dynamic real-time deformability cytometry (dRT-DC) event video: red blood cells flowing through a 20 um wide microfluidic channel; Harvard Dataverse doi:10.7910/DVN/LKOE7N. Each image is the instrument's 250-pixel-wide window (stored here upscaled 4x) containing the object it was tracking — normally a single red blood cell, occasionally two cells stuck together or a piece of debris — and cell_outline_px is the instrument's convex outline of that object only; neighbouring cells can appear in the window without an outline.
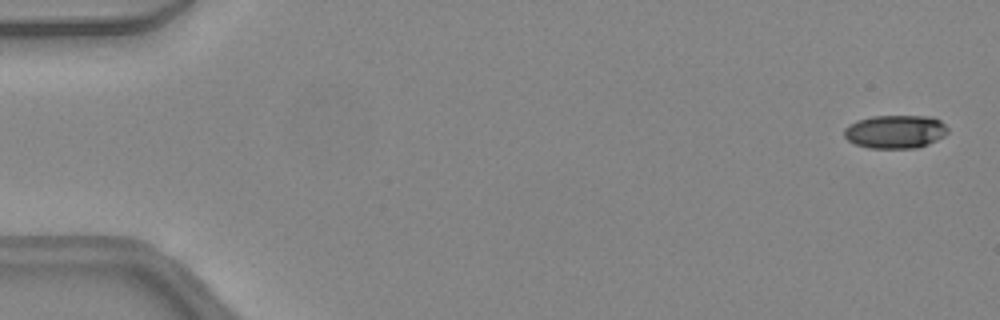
{"species": "common noctule bat (a hibernating species)", "species_latin": "Nyctalus noctula", "temperature_condition": "warm", "stored_images_in_passage": 46, "camera_frame_rate_fps": 3000, "um_per_image_px": 0.085, "animal": {"sex": "female", "body_mass_g": 24.6, "forearm_length_mm": 56.2}, "frame": {"image": 1, "passage_image": 2, "time_ms": 0.333, "image_size_px": [1000, 320], "cell_outline_px": [[948, 132], [944, 136], [928, 144], [916, 148], [868, 148], [856, 144], [848, 140], [844, 136], [844, 128], [848, 124], [856, 120], [872, 116], [932, 116], [940, 120], [948, 128]], "centroid_in_image_um": [76.09, 11.18], "position_along_channel_um": 8.9, "area_um2": 20.29}}
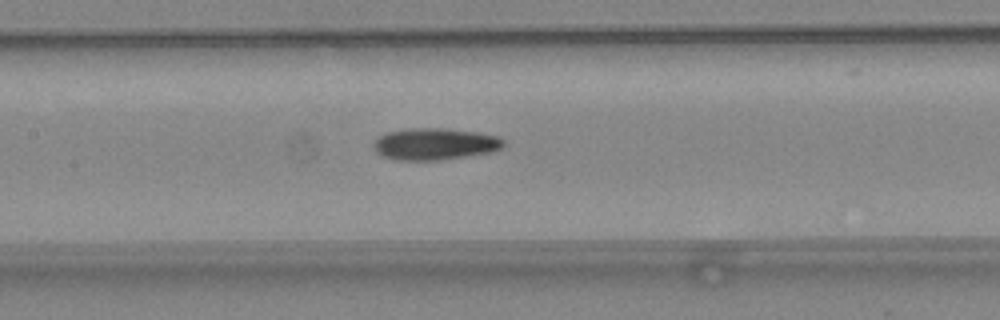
{"frame": {"image": 2, "passage_image": 23, "time_ms": 7.333, "image_size_px": [1000, 320], "cell_outline_px": [[504, 144], [500, 148], [492, 152], [440, 160], [396, 160], [384, 156], [376, 152], [372, 148], [372, 144], [380, 136], [388, 132], [412, 128], [444, 128], [476, 132], [500, 136], [504, 140]], "centroid_in_image_um": [36.96, 12.24], "position_along_channel_um": 170.4, "area_um2": 24.04}}
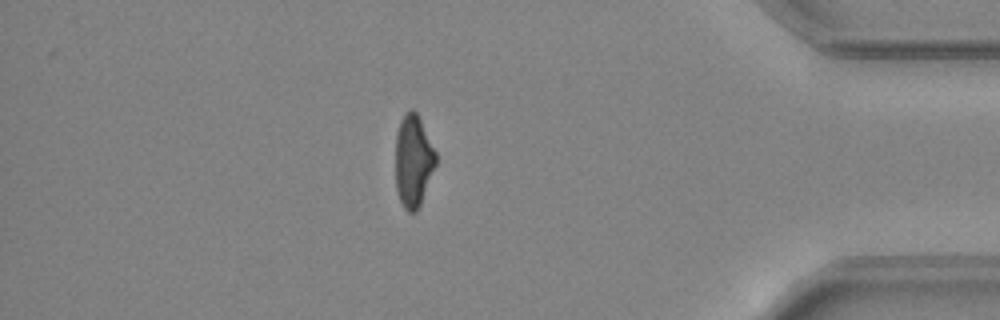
{"frame": {"image": 3, "passage_image": 41, "time_ms": 13.333, "image_size_px": [1000, 320], "cell_outline_px": [[436, 164], [420, 204], [416, 212], [408, 212], [404, 208], [400, 200], [396, 188], [396, 136], [400, 120], [408, 108], [412, 108], [416, 112], [436, 152]], "centroid_in_image_um": [35.12, 13.66], "position_along_channel_um": 400.1, "area_um2": 21.44}}